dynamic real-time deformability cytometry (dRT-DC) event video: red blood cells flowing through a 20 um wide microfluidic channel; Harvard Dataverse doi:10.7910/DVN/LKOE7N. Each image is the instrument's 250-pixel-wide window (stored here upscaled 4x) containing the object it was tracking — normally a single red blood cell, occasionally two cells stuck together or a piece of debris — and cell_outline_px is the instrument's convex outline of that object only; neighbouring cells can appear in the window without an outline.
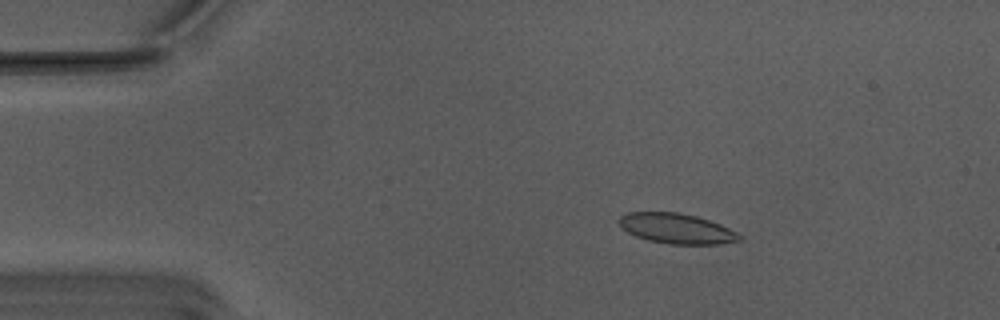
{"species": "Egyptian fruit bat (a non-hibernating species)", "species_latin": "Rousettus aegyptiacus", "temperature_condition": "warm", "stored_images_in_passage": 14, "camera_frame_rate_fps": 3000, "um_per_image_px": 0.085, "animal": {"sex": "male"}, "frame": {"image": 1, "passage_image": 10, "time_ms": 3.0, "image_size_px": [1000, 320], "cell_outline_px": [[744, 236], [740, 240], [720, 244], [668, 244], [648, 240], [636, 236], [620, 228], [616, 220], [620, 216], [628, 212], [676, 212], [696, 216], [720, 224]], "centroid_in_image_um": [57.47, 19.42], "position_along_channel_um": 27.5, "area_um2": 21.27}}